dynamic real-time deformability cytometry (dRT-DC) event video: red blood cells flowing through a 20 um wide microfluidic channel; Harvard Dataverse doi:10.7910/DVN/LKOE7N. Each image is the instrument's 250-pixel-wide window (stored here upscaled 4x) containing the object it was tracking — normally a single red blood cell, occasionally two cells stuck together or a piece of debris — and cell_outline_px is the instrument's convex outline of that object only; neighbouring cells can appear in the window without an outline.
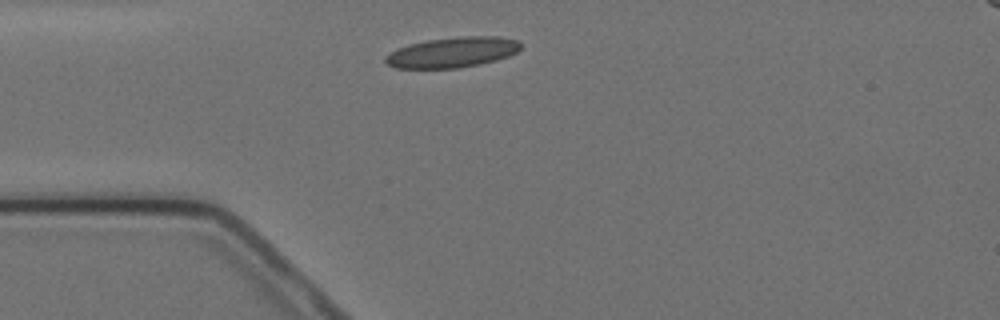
{"species": "Egyptian fruit bat (a non-hibernating species)", "species_latin": "Rousettus aegyptiacus", "temperature_condition": "cold", "stored_images_in_passage": 1, "camera_frame_rate_fps": 3000, "um_per_image_px": 0.085, "animal": {"sex": "female"}, "frame": {"image": 1, "passage_image": 1, "time_ms": 0.0, "image_size_px": [1000, 320], "cell_outline_px": [[520, 48], [516, 52], [508, 56], [496, 60], [480, 64], [456, 68], [396, 68], [388, 64], [384, 60], [384, 56], [408, 44], [428, 40], [464, 36], [496, 36], [516, 40], [520, 44]], "centroid_in_image_um": [38.45, 4.45], "position_along_channel_um": 46.6, "area_um2": 23.64}}